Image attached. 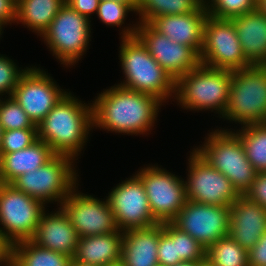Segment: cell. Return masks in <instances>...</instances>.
Segmentation results:
<instances>
[{"mask_svg": "<svg viewBox=\"0 0 266 266\" xmlns=\"http://www.w3.org/2000/svg\"><path fill=\"white\" fill-rule=\"evenodd\" d=\"M112 1L127 4L133 10L134 13L137 12L138 10V0H112Z\"/></svg>", "mask_w": 266, "mask_h": 266, "instance_id": "42", "label": "cell"}, {"mask_svg": "<svg viewBox=\"0 0 266 266\" xmlns=\"http://www.w3.org/2000/svg\"><path fill=\"white\" fill-rule=\"evenodd\" d=\"M130 11L133 10L127 4L112 0H100L96 14L100 21L107 26L121 27Z\"/></svg>", "mask_w": 266, "mask_h": 266, "instance_id": "34", "label": "cell"}, {"mask_svg": "<svg viewBox=\"0 0 266 266\" xmlns=\"http://www.w3.org/2000/svg\"><path fill=\"white\" fill-rule=\"evenodd\" d=\"M257 9L266 14V0H257Z\"/></svg>", "mask_w": 266, "mask_h": 266, "instance_id": "43", "label": "cell"}, {"mask_svg": "<svg viewBox=\"0 0 266 266\" xmlns=\"http://www.w3.org/2000/svg\"><path fill=\"white\" fill-rule=\"evenodd\" d=\"M230 84L231 70L200 64L175 82L174 99L183 109L215 110L222 118L229 100Z\"/></svg>", "mask_w": 266, "mask_h": 266, "instance_id": "4", "label": "cell"}, {"mask_svg": "<svg viewBox=\"0 0 266 266\" xmlns=\"http://www.w3.org/2000/svg\"><path fill=\"white\" fill-rule=\"evenodd\" d=\"M230 207L187 200L172 223L205 249L229 235Z\"/></svg>", "mask_w": 266, "mask_h": 266, "instance_id": "13", "label": "cell"}, {"mask_svg": "<svg viewBox=\"0 0 266 266\" xmlns=\"http://www.w3.org/2000/svg\"><path fill=\"white\" fill-rule=\"evenodd\" d=\"M74 161L55 154L44 165L18 176L10 184L44 204L57 201L61 206L78 184Z\"/></svg>", "mask_w": 266, "mask_h": 266, "instance_id": "7", "label": "cell"}, {"mask_svg": "<svg viewBox=\"0 0 266 266\" xmlns=\"http://www.w3.org/2000/svg\"><path fill=\"white\" fill-rule=\"evenodd\" d=\"M0 98V125L3 131L14 129H37L30 117L11 96Z\"/></svg>", "mask_w": 266, "mask_h": 266, "instance_id": "32", "label": "cell"}, {"mask_svg": "<svg viewBox=\"0 0 266 266\" xmlns=\"http://www.w3.org/2000/svg\"><path fill=\"white\" fill-rule=\"evenodd\" d=\"M92 102L93 127L129 135L147 134L163 105L152 95L120 85L104 90Z\"/></svg>", "mask_w": 266, "mask_h": 266, "instance_id": "1", "label": "cell"}, {"mask_svg": "<svg viewBox=\"0 0 266 266\" xmlns=\"http://www.w3.org/2000/svg\"><path fill=\"white\" fill-rule=\"evenodd\" d=\"M55 212H43L31 241L42 248L73 258L79 236L63 208L60 206Z\"/></svg>", "mask_w": 266, "mask_h": 266, "instance_id": "19", "label": "cell"}, {"mask_svg": "<svg viewBox=\"0 0 266 266\" xmlns=\"http://www.w3.org/2000/svg\"><path fill=\"white\" fill-rule=\"evenodd\" d=\"M196 266H214L207 258L203 261L196 262Z\"/></svg>", "mask_w": 266, "mask_h": 266, "instance_id": "44", "label": "cell"}, {"mask_svg": "<svg viewBox=\"0 0 266 266\" xmlns=\"http://www.w3.org/2000/svg\"><path fill=\"white\" fill-rule=\"evenodd\" d=\"M72 262L66 254L42 248L31 240L11 246V266H71Z\"/></svg>", "mask_w": 266, "mask_h": 266, "instance_id": "26", "label": "cell"}, {"mask_svg": "<svg viewBox=\"0 0 266 266\" xmlns=\"http://www.w3.org/2000/svg\"><path fill=\"white\" fill-rule=\"evenodd\" d=\"M203 4V0H138L136 13L140 23H149L157 16L196 12Z\"/></svg>", "mask_w": 266, "mask_h": 266, "instance_id": "27", "label": "cell"}, {"mask_svg": "<svg viewBox=\"0 0 266 266\" xmlns=\"http://www.w3.org/2000/svg\"><path fill=\"white\" fill-rule=\"evenodd\" d=\"M66 4L79 14L90 17L91 14L97 13L100 0H65Z\"/></svg>", "mask_w": 266, "mask_h": 266, "instance_id": "39", "label": "cell"}, {"mask_svg": "<svg viewBox=\"0 0 266 266\" xmlns=\"http://www.w3.org/2000/svg\"><path fill=\"white\" fill-rule=\"evenodd\" d=\"M55 154L42 140L23 150L0 154V183H11L18 176L38 169Z\"/></svg>", "mask_w": 266, "mask_h": 266, "instance_id": "24", "label": "cell"}, {"mask_svg": "<svg viewBox=\"0 0 266 266\" xmlns=\"http://www.w3.org/2000/svg\"><path fill=\"white\" fill-rule=\"evenodd\" d=\"M106 197L120 231L158 224L150 210L144 185L135 174L119 183Z\"/></svg>", "mask_w": 266, "mask_h": 266, "instance_id": "15", "label": "cell"}, {"mask_svg": "<svg viewBox=\"0 0 266 266\" xmlns=\"http://www.w3.org/2000/svg\"><path fill=\"white\" fill-rule=\"evenodd\" d=\"M91 20L66 3L40 36L61 64L72 66L81 59L91 41Z\"/></svg>", "mask_w": 266, "mask_h": 266, "instance_id": "8", "label": "cell"}, {"mask_svg": "<svg viewBox=\"0 0 266 266\" xmlns=\"http://www.w3.org/2000/svg\"><path fill=\"white\" fill-rule=\"evenodd\" d=\"M119 60L125 80L118 85L156 97L162 103L175 97V80L149 54L136 36L137 24L124 27Z\"/></svg>", "mask_w": 266, "mask_h": 266, "instance_id": "3", "label": "cell"}, {"mask_svg": "<svg viewBox=\"0 0 266 266\" xmlns=\"http://www.w3.org/2000/svg\"><path fill=\"white\" fill-rule=\"evenodd\" d=\"M12 59L0 54V95L8 94L11 97L21 76L29 67L18 69ZM4 93V94H3Z\"/></svg>", "mask_w": 266, "mask_h": 266, "instance_id": "35", "label": "cell"}, {"mask_svg": "<svg viewBox=\"0 0 266 266\" xmlns=\"http://www.w3.org/2000/svg\"><path fill=\"white\" fill-rule=\"evenodd\" d=\"M207 17L208 13L203 4L196 12L157 16L149 24L172 41L191 47L200 54Z\"/></svg>", "mask_w": 266, "mask_h": 266, "instance_id": "20", "label": "cell"}, {"mask_svg": "<svg viewBox=\"0 0 266 266\" xmlns=\"http://www.w3.org/2000/svg\"><path fill=\"white\" fill-rule=\"evenodd\" d=\"M135 175L142 181L152 215L158 224L172 222L187 201L184 179L149 165Z\"/></svg>", "mask_w": 266, "mask_h": 266, "instance_id": "10", "label": "cell"}, {"mask_svg": "<svg viewBox=\"0 0 266 266\" xmlns=\"http://www.w3.org/2000/svg\"><path fill=\"white\" fill-rule=\"evenodd\" d=\"M206 258L214 266H249L247 250L229 235L206 249Z\"/></svg>", "mask_w": 266, "mask_h": 266, "instance_id": "29", "label": "cell"}, {"mask_svg": "<svg viewBox=\"0 0 266 266\" xmlns=\"http://www.w3.org/2000/svg\"><path fill=\"white\" fill-rule=\"evenodd\" d=\"M163 230L176 242L177 259L181 262H200L206 258V249L172 222L163 223Z\"/></svg>", "mask_w": 266, "mask_h": 266, "instance_id": "30", "label": "cell"}, {"mask_svg": "<svg viewBox=\"0 0 266 266\" xmlns=\"http://www.w3.org/2000/svg\"><path fill=\"white\" fill-rule=\"evenodd\" d=\"M82 103L70 92L37 125L38 139L56 155L79 156L93 127L92 103Z\"/></svg>", "mask_w": 266, "mask_h": 266, "instance_id": "2", "label": "cell"}, {"mask_svg": "<svg viewBox=\"0 0 266 266\" xmlns=\"http://www.w3.org/2000/svg\"><path fill=\"white\" fill-rule=\"evenodd\" d=\"M251 65L266 66V14L260 10L230 19Z\"/></svg>", "mask_w": 266, "mask_h": 266, "instance_id": "23", "label": "cell"}, {"mask_svg": "<svg viewBox=\"0 0 266 266\" xmlns=\"http://www.w3.org/2000/svg\"><path fill=\"white\" fill-rule=\"evenodd\" d=\"M163 223L123 232L120 263L123 266L158 265V242Z\"/></svg>", "mask_w": 266, "mask_h": 266, "instance_id": "21", "label": "cell"}, {"mask_svg": "<svg viewBox=\"0 0 266 266\" xmlns=\"http://www.w3.org/2000/svg\"><path fill=\"white\" fill-rule=\"evenodd\" d=\"M123 232L79 238L73 263L81 266H109L121 260Z\"/></svg>", "mask_w": 266, "mask_h": 266, "instance_id": "22", "label": "cell"}, {"mask_svg": "<svg viewBox=\"0 0 266 266\" xmlns=\"http://www.w3.org/2000/svg\"><path fill=\"white\" fill-rule=\"evenodd\" d=\"M2 133H3V130H2V127H1V125H0V144H1Z\"/></svg>", "mask_w": 266, "mask_h": 266, "instance_id": "47", "label": "cell"}, {"mask_svg": "<svg viewBox=\"0 0 266 266\" xmlns=\"http://www.w3.org/2000/svg\"><path fill=\"white\" fill-rule=\"evenodd\" d=\"M229 207V236L248 251L266 233V209L244 195Z\"/></svg>", "mask_w": 266, "mask_h": 266, "instance_id": "18", "label": "cell"}, {"mask_svg": "<svg viewBox=\"0 0 266 266\" xmlns=\"http://www.w3.org/2000/svg\"><path fill=\"white\" fill-rule=\"evenodd\" d=\"M65 0H17L16 23L41 36L57 16Z\"/></svg>", "mask_w": 266, "mask_h": 266, "instance_id": "25", "label": "cell"}, {"mask_svg": "<svg viewBox=\"0 0 266 266\" xmlns=\"http://www.w3.org/2000/svg\"><path fill=\"white\" fill-rule=\"evenodd\" d=\"M4 26L5 25L0 22V37H1L2 33H3V30H2L3 28L2 27H4Z\"/></svg>", "mask_w": 266, "mask_h": 266, "instance_id": "46", "label": "cell"}, {"mask_svg": "<svg viewBox=\"0 0 266 266\" xmlns=\"http://www.w3.org/2000/svg\"><path fill=\"white\" fill-rule=\"evenodd\" d=\"M11 265V245L4 239L0 231V266Z\"/></svg>", "mask_w": 266, "mask_h": 266, "instance_id": "41", "label": "cell"}, {"mask_svg": "<svg viewBox=\"0 0 266 266\" xmlns=\"http://www.w3.org/2000/svg\"><path fill=\"white\" fill-rule=\"evenodd\" d=\"M235 132L253 168L257 172H266V123L244 125Z\"/></svg>", "mask_w": 266, "mask_h": 266, "instance_id": "28", "label": "cell"}, {"mask_svg": "<svg viewBox=\"0 0 266 266\" xmlns=\"http://www.w3.org/2000/svg\"><path fill=\"white\" fill-rule=\"evenodd\" d=\"M158 264L162 266H175L181 261L177 259L176 242L163 230L158 242Z\"/></svg>", "mask_w": 266, "mask_h": 266, "instance_id": "36", "label": "cell"}, {"mask_svg": "<svg viewBox=\"0 0 266 266\" xmlns=\"http://www.w3.org/2000/svg\"><path fill=\"white\" fill-rule=\"evenodd\" d=\"M188 161V177L184 181L187 200L230 206L241 196L223 173L209 165L194 150Z\"/></svg>", "mask_w": 266, "mask_h": 266, "instance_id": "12", "label": "cell"}, {"mask_svg": "<svg viewBox=\"0 0 266 266\" xmlns=\"http://www.w3.org/2000/svg\"><path fill=\"white\" fill-rule=\"evenodd\" d=\"M199 57L202 65L214 69L234 71L252 66L243 54L232 21L228 19L206 18Z\"/></svg>", "mask_w": 266, "mask_h": 266, "instance_id": "11", "label": "cell"}, {"mask_svg": "<svg viewBox=\"0 0 266 266\" xmlns=\"http://www.w3.org/2000/svg\"><path fill=\"white\" fill-rule=\"evenodd\" d=\"M204 145L194 151L209 165L223 173L240 195L255 180L257 171L247 159L245 148L235 132L216 129L207 134Z\"/></svg>", "mask_w": 266, "mask_h": 266, "instance_id": "5", "label": "cell"}, {"mask_svg": "<svg viewBox=\"0 0 266 266\" xmlns=\"http://www.w3.org/2000/svg\"><path fill=\"white\" fill-rule=\"evenodd\" d=\"M249 266H266V233L247 251Z\"/></svg>", "mask_w": 266, "mask_h": 266, "instance_id": "38", "label": "cell"}, {"mask_svg": "<svg viewBox=\"0 0 266 266\" xmlns=\"http://www.w3.org/2000/svg\"><path fill=\"white\" fill-rule=\"evenodd\" d=\"M137 23L136 36L175 81L201 64L199 54L193 48L172 41L149 23Z\"/></svg>", "mask_w": 266, "mask_h": 266, "instance_id": "17", "label": "cell"}, {"mask_svg": "<svg viewBox=\"0 0 266 266\" xmlns=\"http://www.w3.org/2000/svg\"><path fill=\"white\" fill-rule=\"evenodd\" d=\"M71 266H81L72 262Z\"/></svg>", "mask_w": 266, "mask_h": 266, "instance_id": "49", "label": "cell"}, {"mask_svg": "<svg viewBox=\"0 0 266 266\" xmlns=\"http://www.w3.org/2000/svg\"><path fill=\"white\" fill-rule=\"evenodd\" d=\"M46 206L10 183H0V231L12 246L34 236Z\"/></svg>", "mask_w": 266, "mask_h": 266, "instance_id": "9", "label": "cell"}, {"mask_svg": "<svg viewBox=\"0 0 266 266\" xmlns=\"http://www.w3.org/2000/svg\"><path fill=\"white\" fill-rule=\"evenodd\" d=\"M77 187L62 202L61 207L69 216L79 238L119 231L107 198L102 201L93 195L79 193Z\"/></svg>", "mask_w": 266, "mask_h": 266, "instance_id": "16", "label": "cell"}, {"mask_svg": "<svg viewBox=\"0 0 266 266\" xmlns=\"http://www.w3.org/2000/svg\"><path fill=\"white\" fill-rule=\"evenodd\" d=\"M222 118L241 126L266 123V66L231 71L229 100Z\"/></svg>", "mask_w": 266, "mask_h": 266, "instance_id": "6", "label": "cell"}, {"mask_svg": "<svg viewBox=\"0 0 266 266\" xmlns=\"http://www.w3.org/2000/svg\"><path fill=\"white\" fill-rule=\"evenodd\" d=\"M208 16L216 19H232L255 11L257 0H204Z\"/></svg>", "mask_w": 266, "mask_h": 266, "instance_id": "31", "label": "cell"}, {"mask_svg": "<svg viewBox=\"0 0 266 266\" xmlns=\"http://www.w3.org/2000/svg\"><path fill=\"white\" fill-rule=\"evenodd\" d=\"M17 0H0V22L4 25L16 22Z\"/></svg>", "mask_w": 266, "mask_h": 266, "instance_id": "40", "label": "cell"}, {"mask_svg": "<svg viewBox=\"0 0 266 266\" xmlns=\"http://www.w3.org/2000/svg\"><path fill=\"white\" fill-rule=\"evenodd\" d=\"M175 266H196V262L184 261V262L178 263Z\"/></svg>", "mask_w": 266, "mask_h": 266, "instance_id": "45", "label": "cell"}, {"mask_svg": "<svg viewBox=\"0 0 266 266\" xmlns=\"http://www.w3.org/2000/svg\"><path fill=\"white\" fill-rule=\"evenodd\" d=\"M66 93L50 74L40 67L30 66L21 76L12 97L37 126Z\"/></svg>", "mask_w": 266, "mask_h": 266, "instance_id": "14", "label": "cell"}, {"mask_svg": "<svg viewBox=\"0 0 266 266\" xmlns=\"http://www.w3.org/2000/svg\"><path fill=\"white\" fill-rule=\"evenodd\" d=\"M244 196L266 209V172H257L255 180Z\"/></svg>", "mask_w": 266, "mask_h": 266, "instance_id": "37", "label": "cell"}, {"mask_svg": "<svg viewBox=\"0 0 266 266\" xmlns=\"http://www.w3.org/2000/svg\"><path fill=\"white\" fill-rule=\"evenodd\" d=\"M109 266H123L120 262L116 263V264H112V265H109Z\"/></svg>", "mask_w": 266, "mask_h": 266, "instance_id": "48", "label": "cell"}, {"mask_svg": "<svg viewBox=\"0 0 266 266\" xmlns=\"http://www.w3.org/2000/svg\"><path fill=\"white\" fill-rule=\"evenodd\" d=\"M38 140L37 129H14L3 131L0 154L23 150Z\"/></svg>", "mask_w": 266, "mask_h": 266, "instance_id": "33", "label": "cell"}]
</instances>
